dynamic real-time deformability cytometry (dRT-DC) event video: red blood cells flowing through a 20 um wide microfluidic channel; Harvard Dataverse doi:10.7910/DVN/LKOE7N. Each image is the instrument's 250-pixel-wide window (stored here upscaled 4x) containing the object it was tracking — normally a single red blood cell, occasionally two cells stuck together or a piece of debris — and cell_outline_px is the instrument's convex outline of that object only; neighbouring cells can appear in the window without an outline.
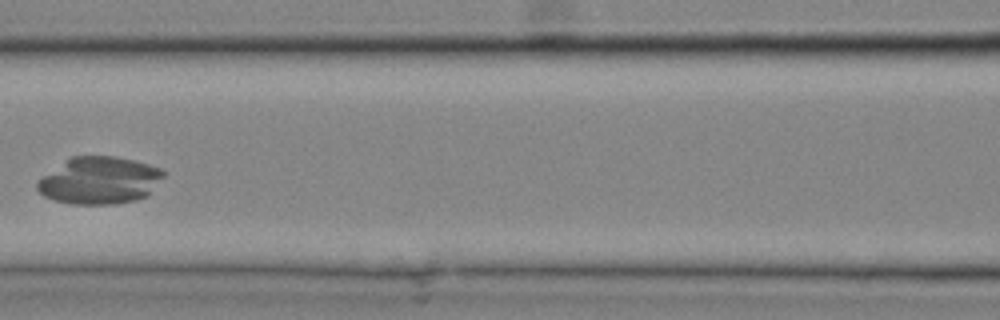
{"species": "common noctule bat (a hibernating species)", "species_latin": "Nyctalus noctula", "temperature_condition": "cold", "stored_images_in_passage": 8, "camera_frame_rate_fps": 3000, "um_per_image_px": 0.085, "animal": {"sex": "male", "body_mass_g": 20.4}, "frame": {"image": 1, "passage_image": 7, "time_ms": 2.0, "image_size_px": [1000, 320], "cell_outline_px": [[164, 176], [148, 196], [136, 200], [112, 204], [72, 204], [52, 200], [44, 196], [36, 188], [36, 184], [44, 176], [72, 156], [116, 156], [136, 160], [160, 168], [164, 172]], "centroid_in_image_um": [8.49, 15.34], "position_along_channel_um": 158.1, "area_um2": 34.62}}